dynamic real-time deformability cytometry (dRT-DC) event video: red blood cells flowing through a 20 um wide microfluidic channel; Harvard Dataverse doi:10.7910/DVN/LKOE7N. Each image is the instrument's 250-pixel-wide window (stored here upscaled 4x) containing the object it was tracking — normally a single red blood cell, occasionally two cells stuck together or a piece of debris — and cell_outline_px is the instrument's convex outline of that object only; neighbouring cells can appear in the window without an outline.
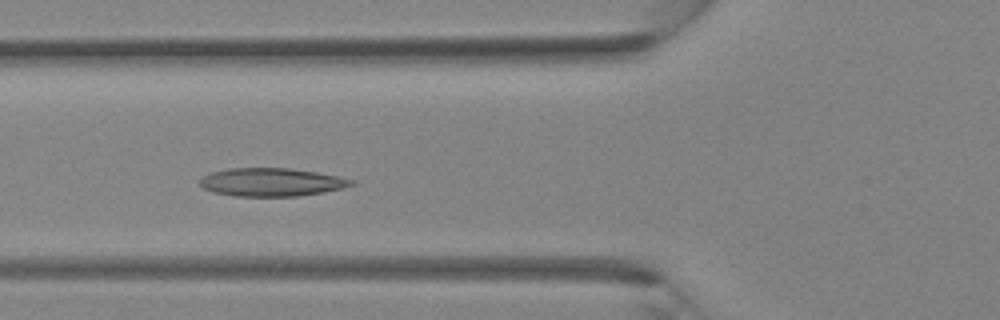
{"species": "Egyptian fruit bat (a non-hibernating species)", "species_latin": "Rousettus aegyptiacus", "temperature_condition": "room temperature", "stored_images_in_passage": 34, "camera_frame_rate_fps": 3000, "um_per_image_px": 0.085, "animal": {"sex": "female"}, "frame": {"image": 1, "passage_image": 11, "time_ms": 3.333, "image_size_px": [1000, 320], "cell_outline_px": [[356, 184], [344, 188], [324, 192], [296, 196], [236, 196], [212, 192], [204, 188], [200, 184], [200, 180], [204, 176], [212, 172], [228, 168], [292, 168], [316, 172], [356, 180]], "centroid_in_image_um": [23.11, 15.48], "position_along_channel_um": 102.7, "area_um2": 24.91}}
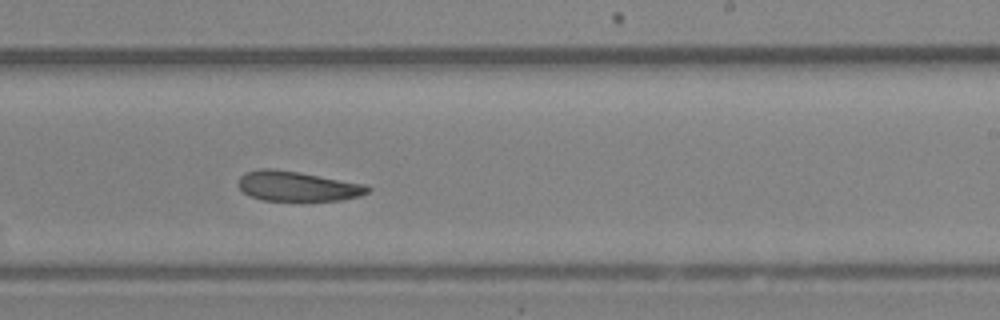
{"frame": {"image": 2, "passage_image": 20, "time_ms": 6.333, "image_size_px": [1000, 320], "cell_outline_px": [[372, 188], [368, 192], [360, 196], [340, 200], [260, 200], [244, 192], [236, 184], [240, 176], [244, 172], [260, 168], [272, 168], [300, 172], [364, 184]], "centroid_in_image_um": [25.24, 15.81], "position_along_channel_um": 263.8, "area_um2": 22.54}}
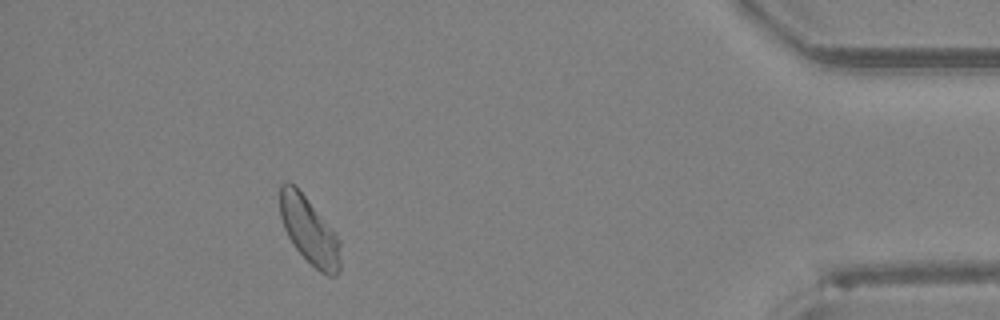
{"frame": {"image": 3, "passage_image": 31, "time_ms": 10.0, "image_size_px": [1000, 320], "cell_outline_px": [[340, 268], [336, 276], [328, 276], [320, 272], [292, 244], [284, 228], [280, 216], [280, 184], [284, 180], [288, 180], [304, 196], [340, 240]], "centroid_in_image_um": [26.27, 19.62], "position_along_channel_um": 408.9, "area_um2": 23.0}}